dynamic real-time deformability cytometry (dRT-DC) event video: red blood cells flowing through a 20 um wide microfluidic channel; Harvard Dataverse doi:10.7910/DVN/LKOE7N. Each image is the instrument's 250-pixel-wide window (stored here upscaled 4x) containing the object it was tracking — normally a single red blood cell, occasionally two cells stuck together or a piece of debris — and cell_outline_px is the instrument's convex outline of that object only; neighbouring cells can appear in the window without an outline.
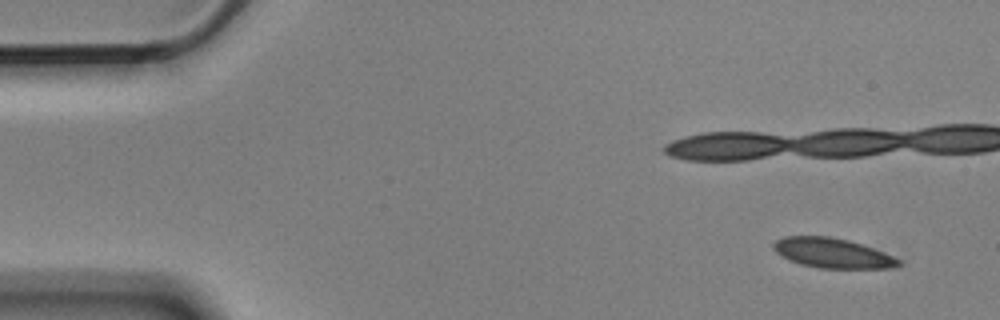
{"species": "Egyptian fruit bat (a non-hibernating species)", "species_latin": "Rousettus aegyptiacus", "temperature_condition": "cold", "stored_images_in_passage": 6, "camera_frame_rate_fps": 3000, "um_per_image_px": 0.085, "animal": {"sex": "male"}, "frame": {"image": 1, "passage_image": 1, "time_ms": 0.0, "image_size_px": [1000, 320], "cell_outline_px": [[900, 264], [888, 268], [820, 268], [800, 264], [788, 260], [776, 252], [772, 248], [772, 244], [776, 240], [784, 236], [828, 236], [848, 240], [884, 252], [900, 260]], "centroid_in_image_um": [70.69, 21.5], "position_along_channel_um": 14.3, "area_um2": 21.56}}